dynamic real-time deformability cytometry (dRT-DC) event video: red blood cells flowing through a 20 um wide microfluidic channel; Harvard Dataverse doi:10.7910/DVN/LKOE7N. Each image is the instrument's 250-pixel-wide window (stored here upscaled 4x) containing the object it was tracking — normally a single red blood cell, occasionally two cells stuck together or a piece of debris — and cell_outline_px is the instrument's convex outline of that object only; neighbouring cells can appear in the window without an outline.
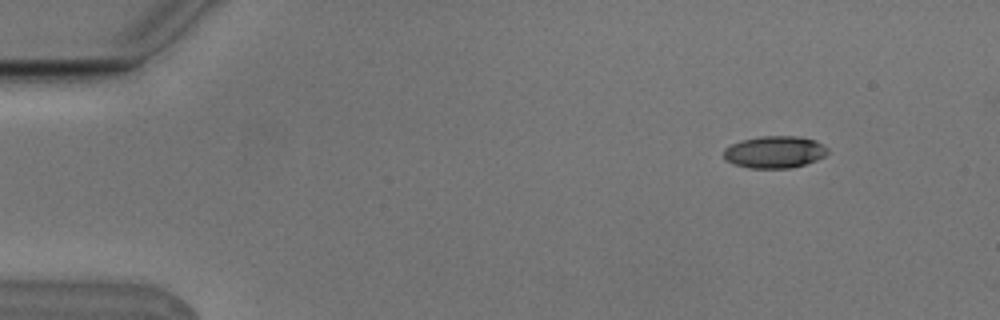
{"species": "Egyptian fruit bat (a non-hibernating species)", "species_latin": "Rousettus aegyptiacus", "temperature_condition": "cold", "stored_images_in_passage": 4, "camera_frame_rate_fps": 3000, "um_per_image_px": 0.085, "animal": {"sex": "male"}, "frame": {"image": 1, "passage_image": 1, "time_ms": 0.0, "image_size_px": [1000, 320], "cell_outline_px": [[828, 152], [824, 156], [816, 160], [792, 168], [752, 168], [732, 164], [724, 160], [724, 148], [740, 140], [760, 136], [800, 136], [816, 140], [828, 148]], "centroid_in_image_um": [65.83, 12.91], "position_along_channel_um": 19.2, "area_um2": 19.59}}
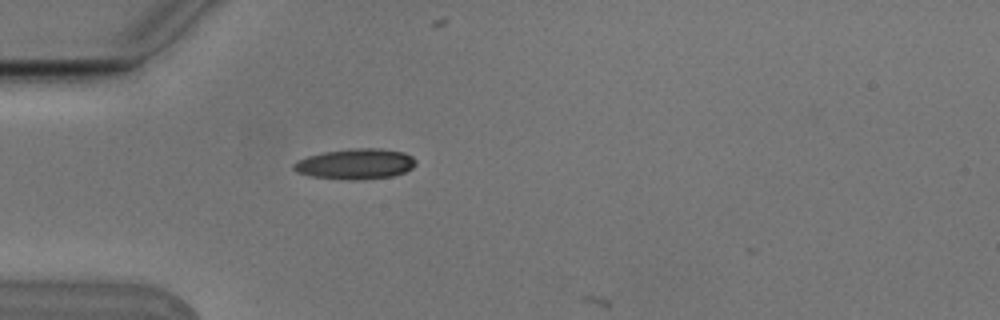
{"frame": {"image": 2, "passage_image": 3, "time_ms": 0.667, "image_size_px": [1000, 320], "cell_outline_px": [[416, 164], [412, 168], [404, 172], [392, 176], [352, 180], [348, 180], [312, 176], [296, 172], [292, 168], [292, 164], [308, 156], [324, 152], [352, 148], [380, 148], [404, 152], [412, 156], [416, 160]], "centroid_in_image_um": [30.23, 13.93], "position_along_channel_um": 54.8, "area_um2": 21.62}}